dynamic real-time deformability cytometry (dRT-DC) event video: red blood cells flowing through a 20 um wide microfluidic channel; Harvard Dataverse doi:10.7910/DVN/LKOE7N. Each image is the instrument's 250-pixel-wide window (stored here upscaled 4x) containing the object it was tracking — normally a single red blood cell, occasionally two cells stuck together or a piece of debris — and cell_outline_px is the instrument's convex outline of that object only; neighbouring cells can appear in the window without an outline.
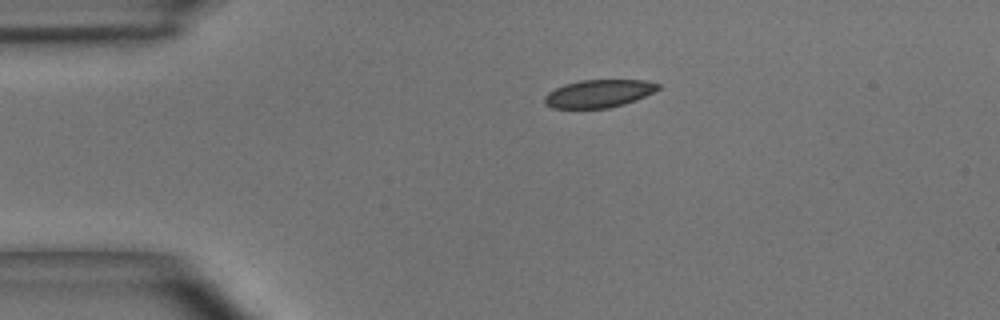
{"species": "common noctule bat (a hibernating species)", "species_latin": "Nyctalus noctula", "temperature_condition": "room temperature", "stored_images_in_passage": 2, "camera_frame_rate_fps": 3000, "um_per_image_px": 0.085, "animal": {"sex": "male", "body_mass_g": 15.6}, "frame": {"image": 1, "passage_image": 1, "time_ms": 0.0, "image_size_px": [1000, 320], "cell_outline_px": [[660, 88], [636, 100], [624, 104], [608, 108], [552, 108], [544, 104], [544, 96], [548, 92], [564, 84], [580, 80], [644, 80], [660, 84]], "centroid_in_image_um": [50.86, 7.95], "position_along_channel_um": 34.1, "area_um2": 18.38}}